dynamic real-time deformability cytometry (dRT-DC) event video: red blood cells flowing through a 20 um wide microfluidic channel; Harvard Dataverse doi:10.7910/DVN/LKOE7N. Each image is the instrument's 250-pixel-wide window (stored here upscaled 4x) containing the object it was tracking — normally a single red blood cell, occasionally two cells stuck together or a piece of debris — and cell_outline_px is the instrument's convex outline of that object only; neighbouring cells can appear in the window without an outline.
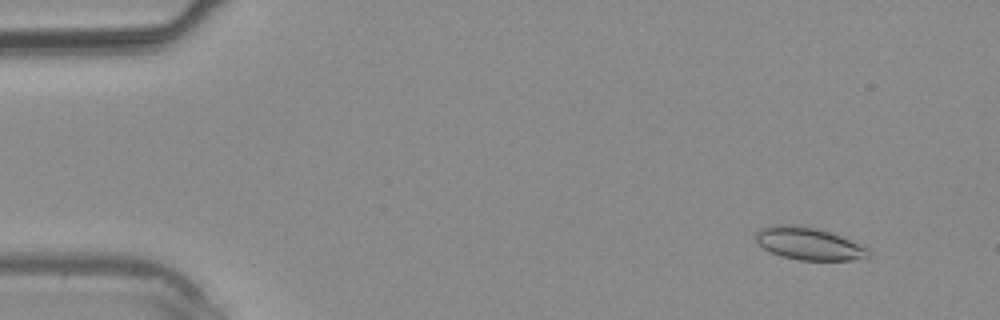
{"species": "common noctule bat (a hibernating species)", "species_latin": "Nyctalus noctula", "temperature_condition": "warm", "stored_images_in_passage": 37, "camera_frame_rate_fps": 3000, "um_per_image_px": 0.085, "animal": {"sex": "male", "body_mass_g": 20.4}, "frame": {"image": 1, "passage_image": 3, "time_ms": 0.667, "image_size_px": [1000, 320], "cell_outline_px": [[868, 256], [852, 260], [800, 260], [780, 256], [764, 248], [756, 240], [756, 232], [760, 228], [772, 224], [792, 224], [816, 228], [840, 236], [868, 248]], "centroid_in_image_um": [68.69, 20.7], "position_along_channel_um": 16.3, "area_um2": 21.04}}
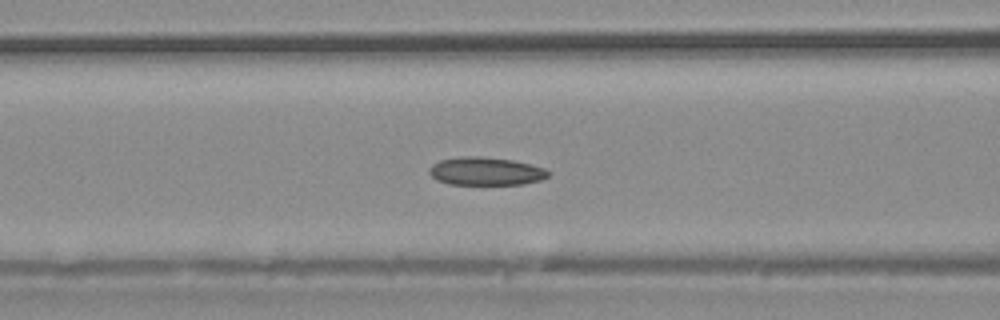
{"frame": {"image": 2, "passage_image": 15, "time_ms": 4.667, "image_size_px": [1000, 320], "cell_outline_px": [[548, 176], [540, 180], [524, 184], [448, 184], [436, 180], [428, 172], [428, 168], [432, 164], [440, 160], [464, 156], [480, 156], [512, 160], [544, 168], [548, 172]], "centroid_in_image_um": [41.24, 14.56], "position_along_channel_um": 125.4, "area_um2": 19.36}}
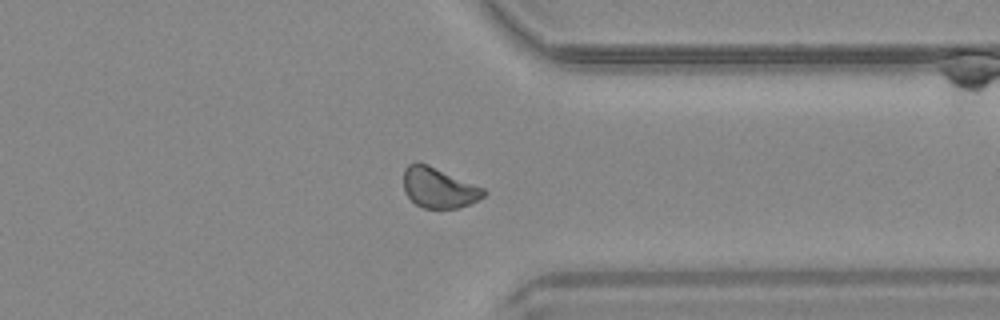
{"frame": {"image": 3, "passage_image": 29, "time_ms": 9.333, "image_size_px": [1000, 320], "cell_outline_px": [[488, 192], [484, 196], [468, 204], [456, 208], [424, 208], [416, 204], [404, 192], [404, 168], [408, 164], [416, 160], [428, 164], [484, 188]], "centroid_in_image_um": [37.27, 15.93], "position_along_channel_um": 374.1, "area_um2": 18.84}}